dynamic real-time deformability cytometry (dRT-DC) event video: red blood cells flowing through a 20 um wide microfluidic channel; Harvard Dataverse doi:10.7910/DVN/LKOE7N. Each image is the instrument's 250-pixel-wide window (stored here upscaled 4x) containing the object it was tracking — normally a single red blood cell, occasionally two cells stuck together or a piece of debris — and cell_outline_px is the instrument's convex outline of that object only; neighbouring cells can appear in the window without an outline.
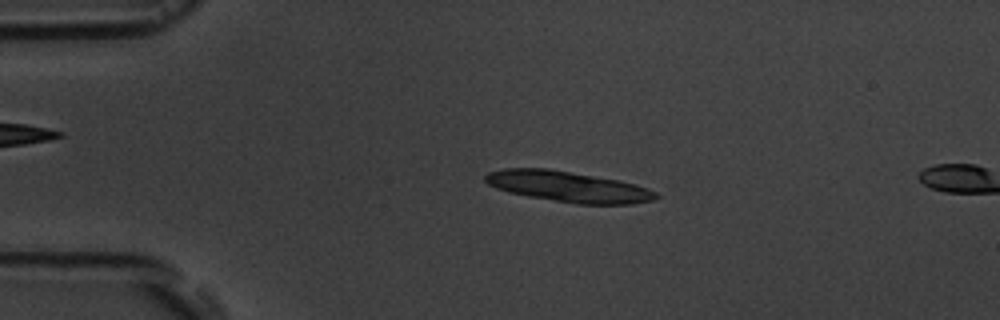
{"species": "common noctule bat (a hibernating species)", "species_latin": "Nyctalus noctula", "temperature_condition": "room temperature", "stored_images_in_passage": 3, "camera_frame_rate_fps": 3000, "um_per_image_px": 0.085, "animal": {"sex": "male", "body_mass_g": 19.5, "forearm_length_mm": 54.6}, "frame": {"image": 1, "passage_image": 2, "time_ms": 2.0, "image_size_px": [1000, 320], "cell_outline_px": [[660, 196], [652, 200], [632, 204], [576, 204], [528, 196], [508, 192], [496, 188], [488, 184], [484, 180], [484, 176], [488, 172], [504, 168], [548, 168], [620, 180], [636, 184], [656, 192]], "centroid_in_image_um": [48.28, 15.86], "position_along_channel_um": 36.7, "area_um2": 30.63}}